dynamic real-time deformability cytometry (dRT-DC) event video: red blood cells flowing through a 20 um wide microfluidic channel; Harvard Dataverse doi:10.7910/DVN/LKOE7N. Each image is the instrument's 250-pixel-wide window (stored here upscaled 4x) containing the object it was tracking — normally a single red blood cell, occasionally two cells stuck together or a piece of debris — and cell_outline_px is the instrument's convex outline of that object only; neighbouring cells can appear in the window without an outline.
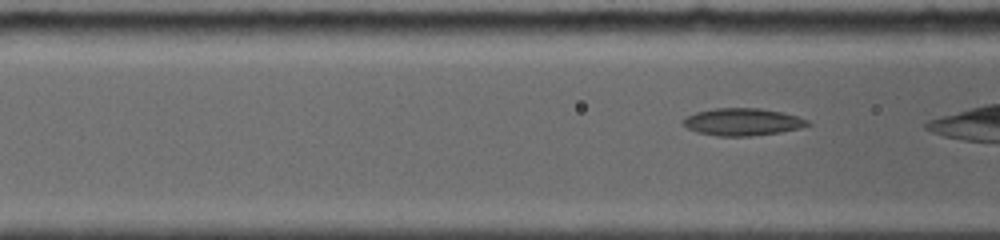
{"species": "common noctule bat (a hibernating species)", "species_latin": "Nyctalus noctula", "temperature_condition": "room temperature", "stored_images_in_passage": 16, "camera_frame_rate_fps": 5000, "um_per_image_px": 0.085, "animal": {"sex": "female", "body_mass_g": 19.0, "forearm_length_mm": 56.7}, "frame": {"image": 1, "passage_image": 5, "time_ms": 1.0, "image_size_px": [1000, 240], "cell_outline_px": [[812, 124], [800, 128], [780, 132], [748, 136], [716, 136], [696, 132], [680, 124], [680, 120], [696, 112], [716, 108], [760, 108], [780, 112], [796, 116], [808, 120]], "centroid_in_image_um": [63.07, 10.36], "position_along_channel_um": 103.5, "area_um2": 19.83}}
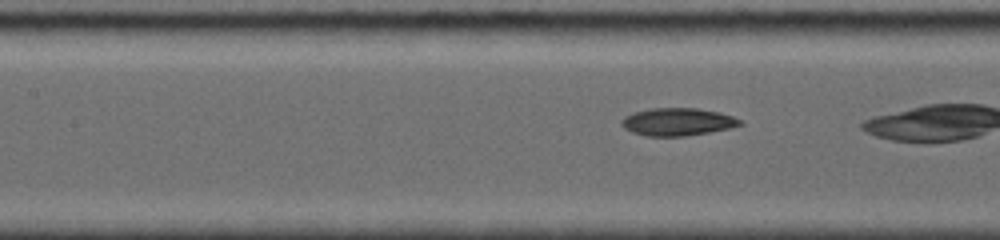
{"frame": {"image": 2, "passage_image": 10, "time_ms": 2.2, "image_size_px": [1000, 240], "cell_outline_px": [[744, 124], [728, 128], [708, 132], [684, 136], [648, 136], [632, 132], [624, 128], [620, 124], [620, 120], [624, 116], [632, 112], [652, 108], [696, 108], [720, 112], [732, 116], [740, 120]], "centroid_in_image_um": [57.54, 10.35], "position_along_channel_um": 149.9, "area_um2": 19.07}}
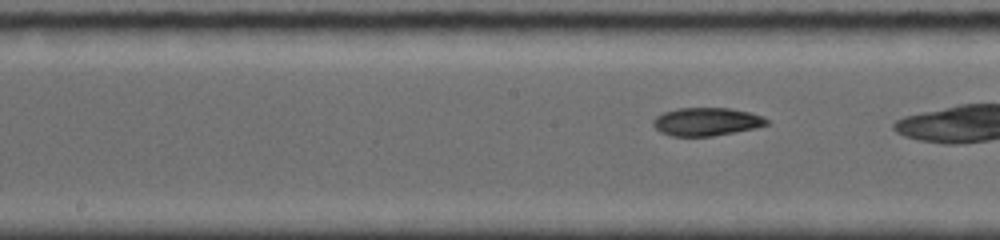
{"frame": {"image": 3, "passage_image": 14, "time_ms": 3.2, "image_size_px": [1000, 240], "cell_outline_px": [[768, 124], [756, 128], [712, 136], [672, 136], [660, 132], [652, 124], [652, 120], [656, 116], [664, 112], [676, 108], [728, 108], [748, 112], [764, 116], [768, 120]], "centroid_in_image_um": [60.04, 10.34], "position_along_channel_um": 188.2, "area_um2": 18.61}}